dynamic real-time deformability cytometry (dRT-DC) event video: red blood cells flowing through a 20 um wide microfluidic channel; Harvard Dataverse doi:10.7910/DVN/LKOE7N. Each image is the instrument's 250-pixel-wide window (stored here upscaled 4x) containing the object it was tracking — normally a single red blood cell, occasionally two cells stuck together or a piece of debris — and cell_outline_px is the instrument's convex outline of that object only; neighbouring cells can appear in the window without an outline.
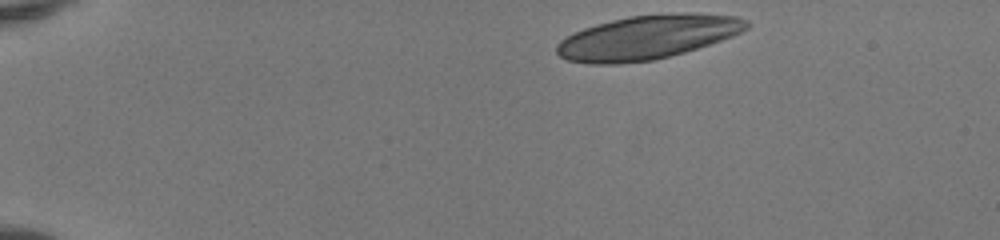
{"species": "human", "species_latin": "Homo sapiens", "temperature_condition": "room temperature", "stored_images_in_passage": 43, "camera_frame_rate_fps": 3000, "um_per_image_px": 0.085, "donor": {"sex": "female"}, "frame": {"image": 1, "passage_image": 1, "time_ms": 0.0, "image_size_px": [1000, 240], "cell_outline_px": [[748, 28], [732, 36], [684, 52], [652, 60], [620, 64], [588, 64], [568, 60], [560, 56], [556, 52], [556, 44], [560, 40], [584, 28], [596, 24], [628, 16], [736, 16], [748, 20]], "centroid_in_image_um": [54.91, 3.23], "position_along_channel_um": 30.1, "area_um2": 46.88}}
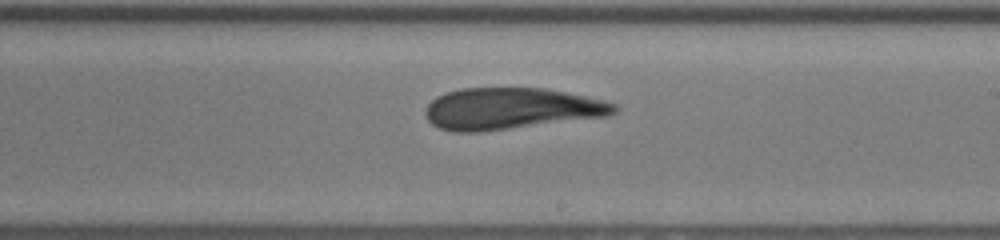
{"frame": {"image": 2, "passage_image": 24, "time_ms": 7.667, "image_size_px": [1000, 240], "cell_outline_px": [[620, 108], [616, 112], [608, 116], [480, 132], [456, 132], [440, 128], [432, 124], [428, 120], [424, 112], [428, 104], [436, 96], [460, 88], [544, 88], [604, 100], [616, 104]], "centroid_in_image_um": [43.43, 9.23], "position_along_channel_um": 245.6, "area_um2": 45.6}}
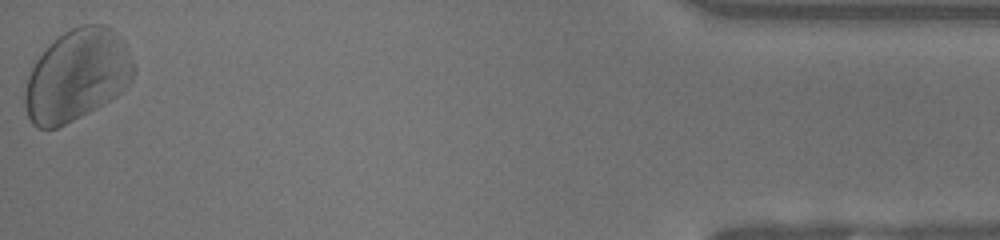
{"frame": {"image": 3, "passage_image": 43, "time_ms": 14.0, "image_size_px": [1000, 240], "cell_outline_px": [[136, 72], [132, 80], [116, 96], [88, 112], [56, 128], [36, 128], [32, 124], [28, 116], [24, 104], [24, 92], [28, 76], [36, 60], [64, 32], [80, 24], [104, 24], [112, 28], [124, 40], [128, 48], [136, 68]], "centroid_in_image_um": [6.58, 6.39], "position_along_channel_um": 428.6, "area_um2": 57.8}, "authors_computed_cell_mechanics": {"area_um2": 47.107, "velocity_mm_per_s": 4.0605, "shape_relaxation_time_tau1_ms": 5.2599, "shape_relaxation_time_tau2_ms": 2.8228, "deformation_change_tau1": 0.1393, "deformation_change_tau2": 0.118}}